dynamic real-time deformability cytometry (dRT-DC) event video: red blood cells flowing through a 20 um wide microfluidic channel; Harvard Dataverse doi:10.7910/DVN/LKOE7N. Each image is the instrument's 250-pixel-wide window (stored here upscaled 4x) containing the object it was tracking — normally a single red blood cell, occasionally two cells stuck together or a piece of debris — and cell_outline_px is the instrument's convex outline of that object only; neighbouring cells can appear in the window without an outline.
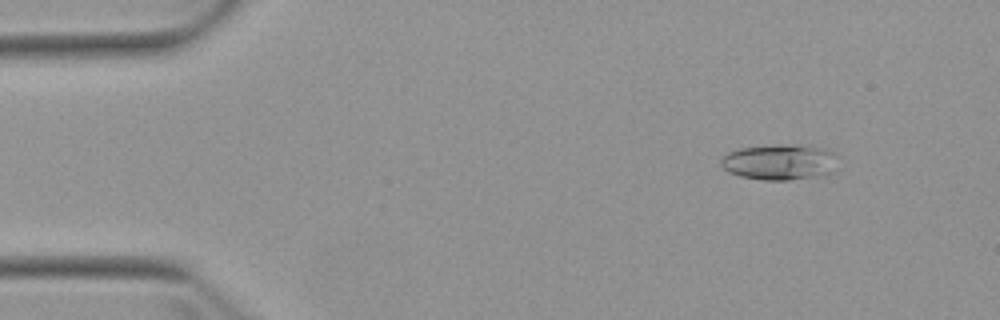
{"species": "Egyptian fruit bat (a non-hibernating species)", "species_latin": "Rousettus aegyptiacus", "temperature_condition": "warm", "stored_images_in_passage": 3, "camera_frame_rate_fps": 3000, "um_per_image_px": 0.085, "animal": {"sex": "female"}, "frame": {"image": 1, "passage_image": 1, "time_ms": 0.0, "image_size_px": [1000, 320], "cell_outline_px": [[836, 156], [828, 172], [812, 176], [788, 180], [764, 180], [740, 176], [728, 172], [720, 164], [720, 160], [728, 152], [740, 148], [776, 144], [808, 144], [824, 148], [836, 152]], "centroid_in_image_um": [66.2, 13.73], "position_along_channel_um": 18.8, "area_um2": 24.16}}